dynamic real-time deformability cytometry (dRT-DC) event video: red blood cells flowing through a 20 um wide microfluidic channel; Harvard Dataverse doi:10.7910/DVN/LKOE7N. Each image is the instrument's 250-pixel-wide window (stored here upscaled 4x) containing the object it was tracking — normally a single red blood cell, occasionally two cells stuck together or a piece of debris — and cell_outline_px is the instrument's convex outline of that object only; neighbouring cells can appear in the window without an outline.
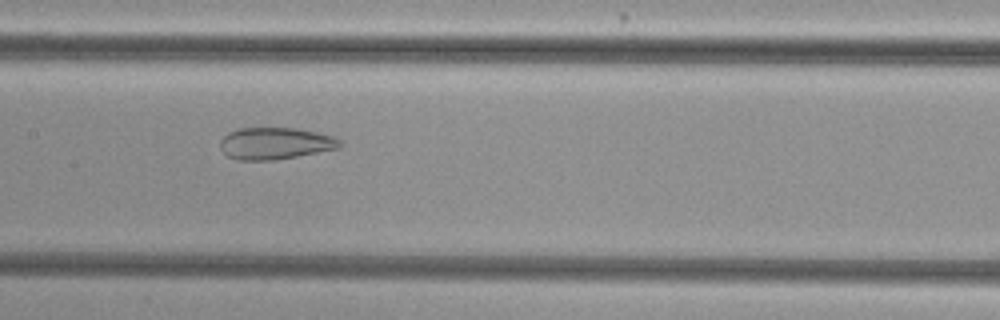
{"species": "common noctule bat (a hibernating species)", "species_latin": "Nyctalus noctula", "temperature_condition": "cold", "stored_images_in_passage": 50, "camera_frame_rate_fps": 3000, "um_per_image_px": 0.085, "animal": {"sex": "female", "body_mass_g": 29.2, "forearm_length_mm": 56.3}, "frame": {"image": 1, "passage_image": 28, "time_ms": 9.0, "image_size_px": [1000, 320], "cell_outline_px": [[344, 144], [340, 148], [296, 156], [272, 160], [236, 160], [228, 156], [220, 148], [220, 140], [228, 132], [240, 128], [296, 128], [316, 132], [332, 136], [340, 140]], "centroid_in_image_um": [23.39, 12.18], "position_along_channel_um": 184.0, "area_um2": 22.2}}
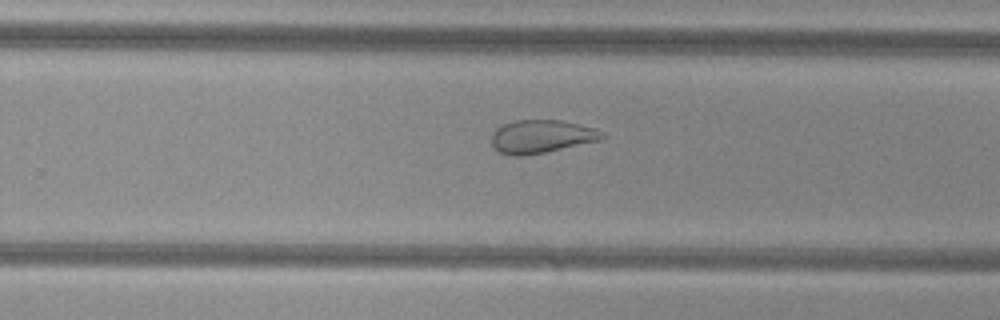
{"frame": {"image": 2, "passage_image": 36, "time_ms": 11.667, "image_size_px": [1000, 320], "cell_outline_px": [[608, 136], [600, 140], [544, 152], [524, 156], [508, 156], [500, 152], [492, 144], [492, 132], [496, 128], [512, 120], [560, 120], [596, 128], [604, 132]], "centroid_in_image_um": [46.03, 11.6], "position_along_channel_um": 283.8, "area_um2": 21.44}}
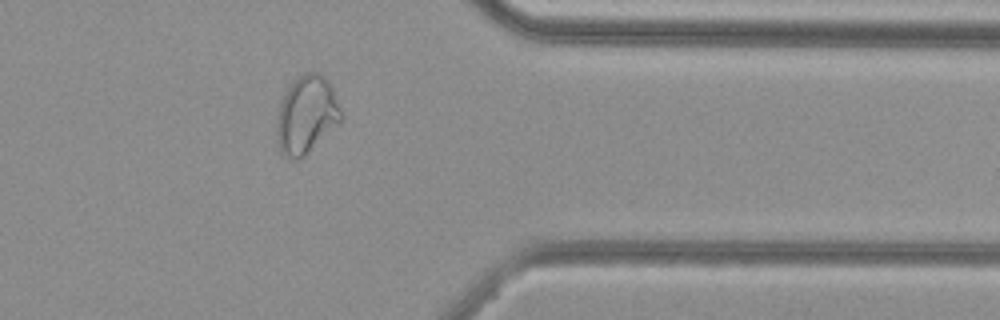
{"frame": {"image": 3, "passage_image": 45, "time_ms": 14.667, "image_size_px": [1000, 320], "cell_outline_px": [[344, 120], [300, 160], [292, 160], [284, 156], [280, 152], [276, 144], [276, 116], [284, 92], [292, 80], [308, 72], [320, 72], [328, 80], [332, 88], [344, 116]], "centroid_in_image_um": [26.04, 9.79], "position_along_channel_um": 385.4, "area_um2": 29.94}}